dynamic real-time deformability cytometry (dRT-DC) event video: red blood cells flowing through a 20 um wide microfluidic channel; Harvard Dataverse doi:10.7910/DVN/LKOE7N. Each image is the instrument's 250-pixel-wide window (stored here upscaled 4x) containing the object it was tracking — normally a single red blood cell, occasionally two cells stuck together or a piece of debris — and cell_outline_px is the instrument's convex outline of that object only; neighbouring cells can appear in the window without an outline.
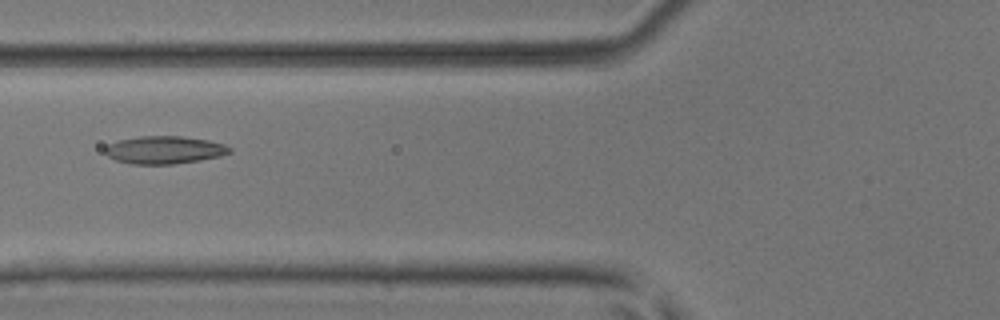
{"species": "common noctule bat (a hibernating species)", "species_latin": "Nyctalus noctula", "temperature_condition": "room temperature", "stored_images_in_passage": 6, "camera_frame_rate_fps": 3000, "um_per_image_px": 0.085, "animal": {"sex": "male", "body_mass_g": 17.9, "forearm_length_mm": 54.2}, "frame": {"image": 1, "passage_image": 5, "time_ms": 1.333, "image_size_px": [1000, 320], "cell_outline_px": [[232, 152], [220, 156], [200, 160], [172, 164], [132, 164], [116, 160], [108, 156], [104, 152], [104, 148], [108, 144], [116, 140], [140, 136], [180, 136], [208, 140], [224, 144], [232, 148]], "centroid_in_image_um": [13.96, 12.74], "position_along_channel_um": 111.8, "area_um2": 20.23}}
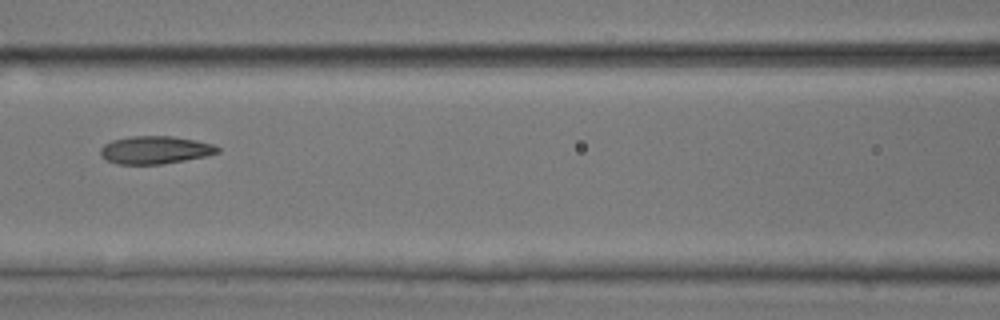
{"frame": {"image": 2, "passage_image": 6, "time_ms": 1.667, "image_size_px": [1000, 320], "cell_outline_px": [[220, 152], [208, 156], [164, 164], [116, 164], [104, 160], [100, 156], [100, 148], [104, 144], [112, 140], [132, 136], [172, 136], [196, 140], [212, 144], [220, 148]], "centroid_in_image_um": [13.17, 12.75], "position_along_channel_um": 153.4, "area_um2": 19.25}}